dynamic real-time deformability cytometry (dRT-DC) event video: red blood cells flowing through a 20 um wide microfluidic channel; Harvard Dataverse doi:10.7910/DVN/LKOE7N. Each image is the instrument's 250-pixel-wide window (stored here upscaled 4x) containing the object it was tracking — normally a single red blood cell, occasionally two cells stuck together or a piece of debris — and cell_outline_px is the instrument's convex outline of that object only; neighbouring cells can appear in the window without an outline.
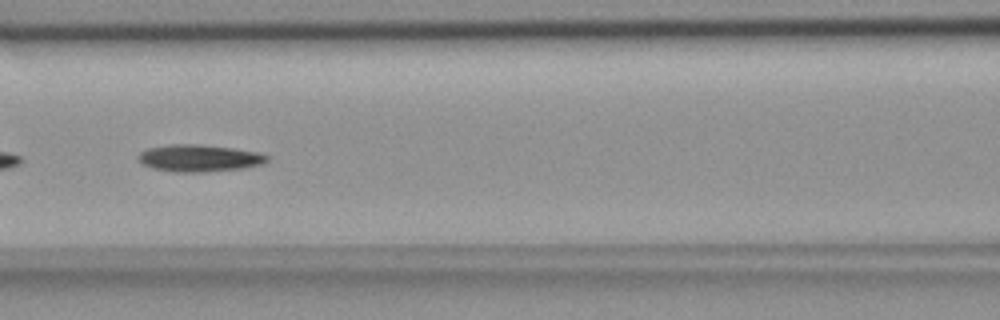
{"species": "common noctule bat (a hibernating species)", "species_latin": "Nyctalus noctula", "temperature_condition": "room temperature", "stored_images_in_passage": 54, "camera_frame_rate_fps": 3000, "um_per_image_px": 0.085, "animal": {"sex": "female", "body_mass_g": 18.4}, "frame": {"image": 1, "passage_image": 24, "time_ms": 7.667, "image_size_px": [1000, 320], "cell_outline_px": [[268, 160], [260, 164], [244, 168], [204, 172], [172, 172], [152, 168], [144, 164], [136, 156], [140, 152], [148, 148], [172, 144], [200, 144], [232, 148], [256, 152], [268, 156]], "centroid_in_image_um": [16.9, 13.44], "position_along_channel_um": 149.7, "area_um2": 20.17}}
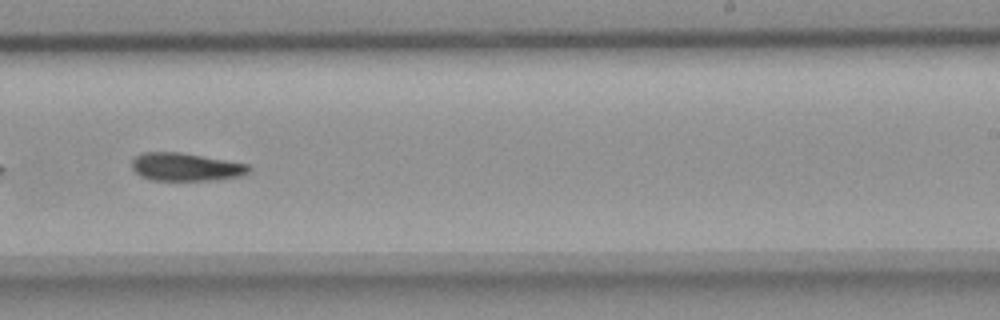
{"frame": {"image": 2, "passage_image": 34, "time_ms": 11.0, "image_size_px": [1000, 320], "cell_outline_px": [[252, 168], [248, 172], [240, 176], [212, 180], [148, 180], [140, 176], [132, 168], [132, 160], [136, 156], [144, 152], [180, 152], [248, 164]], "centroid_in_image_um": [15.76, 14.19], "position_along_channel_um": 273.2, "area_um2": 19.02}}
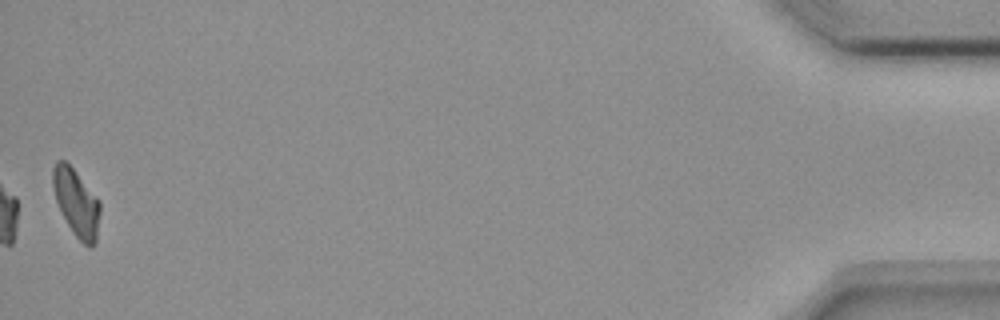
{"frame": {"image": 3, "passage_image": 54, "time_ms": 17.667, "image_size_px": [1000, 320], "cell_outline_px": [[100, 212], [96, 240], [92, 248], [84, 244], [72, 232], [56, 200], [52, 188], [52, 168], [56, 160], [64, 160], [72, 168], [100, 200]], "centroid_in_image_um": [6.49, 17.21], "position_along_channel_um": 428.7, "area_um2": 18.32}, "authors_computed_cell_mechanics": {"area_um2": 19.8254, "velocity_mm_per_s": 3.7287, "shape_relaxation_time_tau1_ms": 5.48, "shape_relaxation_time_tau2_ms": null, "deformation_change_tau1": 0.1666, "deformation_change_tau2": null}}